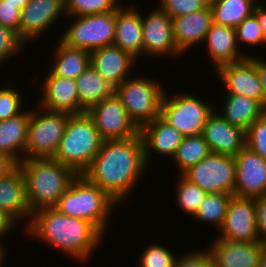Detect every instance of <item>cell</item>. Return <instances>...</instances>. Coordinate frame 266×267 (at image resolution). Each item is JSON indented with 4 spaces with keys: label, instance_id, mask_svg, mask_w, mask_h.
Returning a JSON list of instances; mask_svg holds the SVG:
<instances>
[{
    "label": "cell",
    "instance_id": "obj_33",
    "mask_svg": "<svg viewBox=\"0 0 266 267\" xmlns=\"http://www.w3.org/2000/svg\"><path fill=\"white\" fill-rule=\"evenodd\" d=\"M177 177L179 178L176 182L178 184L174 201L177 202L178 209H181L183 214L186 213L185 215H190L193 218L198 211L199 204L207 193L199 186L191 183L183 175H178Z\"/></svg>",
    "mask_w": 266,
    "mask_h": 267
},
{
    "label": "cell",
    "instance_id": "obj_25",
    "mask_svg": "<svg viewBox=\"0 0 266 267\" xmlns=\"http://www.w3.org/2000/svg\"><path fill=\"white\" fill-rule=\"evenodd\" d=\"M0 210L7 212L18 223L26 219L28 223L24 229L31 221L33 213L27 200L25 178L19 166L0 178Z\"/></svg>",
    "mask_w": 266,
    "mask_h": 267
},
{
    "label": "cell",
    "instance_id": "obj_47",
    "mask_svg": "<svg viewBox=\"0 0 266 267\" xmlns=\"http://www.w3.org/2000/svg\"><path fill=\"white\" fill-rule=\"evenodd\" d=\"M253 14L257 17L259 25L262 28L266 45V5L261 4V2L259 4L258 2V4L255 6Z\"/></svg>",
    "mask_w": 266,
    "mask_h": 267
},
{
    "label": "cell",
    "instance_id": "obj_45",
    "mask_svg": "<svg viewBox=\"0 0 266 267\" xmlns=\"http://www.w3.org/2000/svg\"><path fill=\"white\" fill-rule=\"evenodd\" d=\"M19 224L12 216L4 210H0V241H4L6 236L13 232L15 227Z\"/></svg>",
    "mask_w": 266,
    "mask_h": 267
},
{
    "label": "cell",
    "instance_id": "obj_30",
    "mask_svg": "<svg viewBox=\"0 0 266 267\" xmlns=\"http://www.w3.org/2000/svg\"><path fill=\"white\" fill-rule=\"evenodd\" d=\"M258 0H209L213 22L235 28L254 13Z\"/></svg>",
    "mask_w": 266,
    "mask_h": 267
},
{
    "label": "cell",
    "instance_id": "obj_28",
    "mask_svg": "<svg viewBox=\"0 0 266 267\" xmlns=\"http://www.w3.org/2000/svg\"><path fill=\"white\" fill-rule=\"evenodd\" d=\"M53 52L50 71L55 76L77 79L90 65V52L66 45L60 39Z\"/></svg>",
    "mask_w": 266,
    "mask_h": 267
},
{
    "label": "cell",
    "instance_id": "obj_49",
    "mask_svg": "<svg viewBox=\"0 0 266 267\" xmlns=\"http://www.w3.org/2000/svg\"><path fill=\"white\" fill-rule=\"evenodd\" d=\"M29 0H6V3H12L14 5H18V9L21 11Z\"/></svg>",
    "mask_w": 266,
    "mask_h": 267
},
{
    "label": "cell",
    "instance_id": "obj_27",
    "mask_svg": "<svg viewBox=\"0 0 266 267\" xmlns=\"http://www.w3.org/2000/svg\"><path fill=\"white\" fill-rule=\"evenodd\" d=\"M224 95V104L219 108L221 112L218 109L216 111L230 124L244 131L264 114L261 103L255 99L236 94Z\"/></svg>",
    "mask_w": 266,
    "mask_h": 267
},
{
    "label": "cell",
    "instance_id": "obj_15",
    "mask_svg": "<svg viewBox=\"0 0 266 267\" xmlns=\"http://www.w3.org/2000/svg\"><path fill=\"white\" fill-rule=\"evenodd\" d=\"M235 159L234 195L246 198L266 196V160L247 146Z\"/></svg>",
    "mask_w": 266,
    "mask_h": 267
},
{
    "label": "cell",
    "instance_id": "obj_5",
    "mask_svg": "<svg viewBox=\"0 0 266 267\" xmlns=\"http://www.w3.org/2000/svg\"><path fill=\"white\" fill-rule=\"evenodd\" d=\"M103 139L87 113L69 114L68 123L53 160L83 174L99 152Z\"/></svg>",
    "mask_w": 266,
    "mask_h": 267
},
{
    "label": "cell",
    "instance_id": "obj_36",
    "mask_svg": "<svg viewBox=\"0 0 266 267\" xmlns=\"http://www.w3.org/2000/svg\"><path fill=\"white\" fill-rule=\"evenodd\" d=\"M137 259L138 267H173L177 256L160 243L146 245Z\"/></svg>",
    "mask_w": 266,
    "mask_h": 267
},
{
    "label": "cell",
    "instance_id": "obj_4",
    "mask_svg": "<svg viewBox=\"0 0 266 267\" xmlns=\"http://www.w3.org/2000/svg\"><path fill=\"white\" fill-rule=\"evenodd\" d=\"M118 207L119 205L102 189L81 174L72 180L54 208L69 217L90 222L106 236L111 224V215Z\"/></svg>",
    "mask_w": 266,
    "mask_h": 267
},
{
    "label": "cell",
    "instance_id": "obj_10",
    "mask_svg": "<svg viewBox=\"0 0 266 267\" xmlns=\"http://www.w3.org/2000/svg\"><path fill=\"white\" fill-rule=\"evenodd\" d=\"M235 156L210 153L187 170L183 176L206 193L234 195Z\"/></svg>",
    "mask_w": 266,
    "mask_h": 267
},
{
    "label": "cell",
    "instance_id": "obj_35",
    "mask_svg": "<svg viewBox=\"0 0 266 267\" xmlns=\"http://www.w3.org/2000/svg\"><path fill=\"white\" fill-rule=\"evenodd\" d=\"M235 34L239 48L241 44L244 47L255 50L257 47L265 45V38L262 28L259 25L257 17L252 14L245 18L238 26L235 27Z\"/></svg>",
    "mask_w": 266,
    "mask_h": 267
},
{
    "label": "cell",
    "instance_id": "obj_8",
    "mask_svg": "<svg viewBox=\"0 0 266 267\" xmlns=\"http://www.w3.org/2000/svg\"><path fill=\"white\" fill-rule=\"evenodd\" d=\"M165 90L160 116L184 136L200 135L209 116L217 109L191 92L170 95Z\"/></svg>",
    "mask_w": 266,
    "mask_h": 267
},
{
    "label": "cell",
    "instance_id": "obj_40",
    "mask_svg": "<svg viewBox=\"0 0 266 267\" xmlns=\"http://www.w3.org/2000/svg\"><path fill=\"white\" fill-rule=\"evenodd\" d=\"M159 7L171 18L204 9L209 0H159Z\"/></svg>",
    "mask_w": 266,
    "mask_h": 267
},
{
    "label": "cell",
    "instance_id": "obj_22",
    "mask_svg": "<svg viewBox=\"0 0 266 267\" xmlns=\"http://www.w3.org/2000/svg\"><path fill=\"white\" fill-rule=\"evenodd\" d=\"M140 135L143 141L144 157L147 166L152 160V152L156 155L173 158L177 148L182 142L184 135L166 122L160 115L152 122L140 128Z\"/></svg>",
    "mask_w": 266,
    "mask_h": 267
},
{
    "label": "cell",
    "instance_id": "obj_31",
    "mask_svg": "<svg viewBox=\"0 0 266 267\" xmlns=\"http://www.w3.org/2000/svg\"><path fill=\"white\" fill-rule=\"evenodd\" d=\"M210 153V148L202 134L184 136L177 148L176 154L172 158L176 168L179 169L177 170L178 175H183L187 170Z\"/></svg>",
    "mask_w": 266,
    "mask_h": 267
},
{
    "label": "cell",
    "instance_id": "obj_44",
    "mask_svg": "<svg viewBox=\"0 0 266 267\" xmlns=\"http://www.w3.org/2000/svg\"><path fill=\"white\" fill-rule=\"evenodd\" d=\"M256 70L261 84L262 99L261 107L263 113L266 114V60L256 57Z\"/></svg>",
    "mask_w": 266,
    "mask_h": 267
},
{
    "label": "cell",
    "instance_id": "obj_26",
    "mask_svg": "<svg viewBox=\"0 0 266 267\" xmlns=\"http://www.w3.org/2000/svg\"><path fill=\"white\" fill-rule=\"evenodd\" d=\"M31 110L0 121V153L10 156L17 164L25 160Z\"/></svg>",
    "mask_w": 266,
    "mask_h": 267
},
{
    "label": "cell",
    "instance_id": "obj_43",
    "mask_svg": "<svg viewBox=\"0 0 266 267\" xmlns=\"http://www.w3.org/2000/svg\"><path fill=\"white\" fill-rule=\"evenodd\" d=\"M259 240L266 244V196L254 198Z\"/></svg>",
    "mask_w": 266,
    "mask_h": 267
},
{
    "label": "cell",
    "instance_id": "obj_32",
    "mask_svg": "<svg viewBox=\"0 0 266 267\" xmlns=\"http://www.w3.org/2000/svg\"><path fill=\"white\" fill-rule=\"evenodd\" d=\"M231 197V194L226 193H207L192 219H195L197 223H207L210 227L212 225L216 232L219 231L224 223Z\"/></svg>",
    "mask_w": 266,
    "mask_h": 267
},
{
    "label": "cell",
    "instance_id": "obj_23",
    "mask_svg": "<svg viewBox=\"0 0 266 267\" xmlns=\"http://www.w3.org/2000/svg\"><path fill=\"white\" fill-rule=\"evenodd\" d=\"M134 3L120 4L116 11L115 39L113 44L141 60L142 51V20L141 11ZM140 10V11H139Z\"/></svg>",
    "mask_w": 266,
    "mask_h": 267
},
{
    "label": "cell",
    "instance_id": "obj_17",
    "mask_svg": "<svg viewBox=\"0 0 266 267\" xmlns=\"http://www.w3.org/2000/svg\"><path fill=\"white\" fill-rule=\"evenodd\" d=\"M90 64L106 82L116 88L136 74L138 60L113 44L90 52Z\"/></svg>",
    "mask_w": 266,
    "mask_h": 267
},
{
    "label": "cell",
    "instance_id": "obj_34",
    "mask_svg": "<svg viewBox=\"0 0 266 267\" xmlns=\"http://www.w3.org/2000/svg\"><path fill=\"white\" fill-rule=\"evenodd\" d=\"M120 0H65L67 16H87L115 10Z\"/></svg>",
    "mask_w": 266,
    "mask_h": 267
},
{
    "label": "cell",
    "instance_id": "obj_42",
    "mask_svg": "<svg viewBox=\"0 0 266 267\" xmlns=\"http://www.w3.org/2000/svg\"><path fill=\"white\" fill-rule=\"evenodd\" d=\"M20 10L18 5L0 0V24L14 30L19 35Z\"/></svg>",
    "mask_w": 266,
    "mask_h": 267
},
{
    "label": "cell",
    "instance_id": "obj_6",
    "mask_svg": "<svg viewBox=\"0 0 266 267\" xmlns=\"http://www.w3.org/2000/svg\"><path fill=\"white\" fill-rule=\"evenodd\" d=\"M135 75L125 79L115 88L114 93L127 110L129 118L140 129L160 115L166 88L151 76L148 79L146 74Z\"/></svg>",
    "mask_w": 266,
    "mask_h": 267
},
{
    "label": "cell",
    "instance_id": "obj_37",
    "mask_svg": "<svg viewBox=\"0 0 266 267\" xmlns=\"http://www.w3.org/2000/svg\"><path fill=\"white\" fill-rule=\"evenodd\" d=\"M9 83L0 86V121L15 117L26 109L23 105L25 101L22 92L16 87L18 85Z\"/></svg>",
    "mask_w": 266,
    "mask_h": 267
},
{
    "label": "cell",
    "instance_id": "obj_46",
    "mask_svg": "<svg viewBox=\"0 0 266 267\" xmlns=\"http://www.w3.org/2000/svg\"><path fill=\"white\" fill-rule=\"evenodd\" d=\"M18 164L10 157L0 153V178L10 174Z\"/></svg>",
    "mask_w": 266,
    "mask_h": 267
},
{
    "label": "cell",
    "instance_id": "obj_39",
    "mask_svg": "<svg viewBox=\"0 0 266 267\" xmlns=\"http://www.w3.org/2000/svg\"><path fill=\"white\" fill-rule=\"evenodd\" d=\"M246 146L266 160V114L254 121L245 131Z\"/></svg>",
    "mask_w": 266,
    "mask_h": 267
},
{
    "label": "cell",
    "instance_id": "obj_14",
    "mask_svg": "<svg viewBox=\"0 0 266 267\" xmlns=\"http://www.w3.org/2000/svg\"><path fill=\"white\" fill-rule=\"evenodd\" d=\"M216 239L254 242L258 241L257 218L254 198L232 195L225 220Z\"/></svg>",
    "mask_w": 266,
    "mask_h": 267
},
{
    "label": "cell",
    "instance_id": "obj_29",
    "mask_svg": "<svg viewBox=\"0 0 266 267\" xmlns=\"http://www.w3.org/2000/svg\"><path fill=\"white\" fill-rule=\"evenodd\" d=\"M79 114L87 112L93 105L114 94L115 88L100 76L90 64L76 79Z\"/></svg>",
    "mask_w": 266,
    "mask_h": 267
},
{
    "label": "cell",
    "instance_id": "obj_41",
    "mask_svg": "<svg viewBox=\"0 0 266 267\" xmlns=\"http://www.w3.org/2000/svg\"><path fill=\"white\" fill-rule=\"evenodd\" d=\"M173 267H213L210 254L204 248L177 256Z\"/></svg>",
    "mask_w": 266,
    "mask_h": 267
},
{
    "label": "cell",
    "instance_id": "obj_16",
    "mask_svg": "<svg viewBox=\"0 0 266 267\" xmlns=\"http://www.w3.org/2000/svg\"><path fill=\"white\" fill-rule=\"evenodd\" d=\"M256 55L242 61L219 66L215 72L227 94L255 99L261 103L262 90L256 70Z\"/></svg>",
    "mask_w": 266,
    "mask_h": 267
},
{
    "label": "cell",
    "instance_id": "obj_13",
    "mask_svg": "<svg viewBox=\"0 0 266 267\" xmlns=\"http://www.w3.org/2000/svg\"><path fill=\"white\" fill-rule=\"evenodd\" d=\"M64 17L67 18L65 0H29L20 12L19 37L30 45Z\"/></svg>",
    "mask_w": 266,
    "mask_h": 267
},
{
    "label": "cell",
    "instance_id": "obj_3",
    "mask_svg": "<svg viewBox=\"0 0 266 267\" xmlns=\"http://www.w3.org/2000/svg\"><path fill=\"white\" fill-rule=\"evenodd\" d=\"M25 178L31 212L55 207L77 174L52 158L25 159L18 163Z\"/></svg>",
    "mask_w": 266,
    "mask_h": 267
},
{
    "label": "cell",
    "instance_id": "obj_24",
    "mask_svg": "<svg viewBox=\"0 0 266 267\" xmlns=\"http://www.w3.org/2000/svg\"><path fill=\"white\" fill-rule=\"evenodd\" d=\"M205 50L211 58L214 70L219 66L242 61L250 56L239 48L235 28L212 23L203 42ZM207 46V47H206ZM248 53V54H247Z\"/></svg>",
    "mask_w": 266,
    "mask_h": 267
},
{
    "label": "cell",
    "instance_id": "obj_2",
    "mask_svg": "<svg viewBox=\"0 0 266 267\" xmlns=\"http://www.w3.org/2000/svg\"><path fill=\"white\" fill-rule=\"evenodd\" d=\"M23 232L82 264L90 261L105 238L90 222L69 217L54 207L35 211Z\"/></svg>",
    "mask_w": 266,
    "mask_h": 267
},
{
    "label": "cell",
    "instance_id": "obj_21",
    "mask_svg": "<svg viewBox=\"0 0 266 267\" xmlns=\"http://www.w3.org/2000/svg\"><path fill=\"white\" fill-rule=\"evenodd\" d=\"M174 40L178 50L184 55L189 49L203 44L206 34L213 23L210 5L204 9L172 19Z\"/></svg>",
    "mask_w": 266,
    "mask_h": 267
},
{
    "label": "cell",
    "instance_id": "obj_38",
    "mask_svg": "<svg viewBox=\"0 0 266 267\" xmlns=\"http://www.w3.org/2000/svg\"><path fill=\"white\" fill-rule=\"evenodd\" d=\"M27 47L14 30L0 24V67L12 59V56L16 59L18 53L24 52L23 49Z\"/></svg>",
    "mask_w": 266,
    "mask_h": 267
},
{
    "label": "cell",
    "instance_id": "obj_48",
    "mask_svg": "<svg viewBox=\"0 0 266 267\" xmlns=\"http://www.w3.org/2000/svg\"><path fill=\"white\" fill-rule=\"evenodd\" d=\"M7 248L5 247L4 245V241H0V267H4V262H5V259H6V256L7 255ZM5 257V258H4Z\"/></svg>",
    "mask_w": 266,
    "mask_h": 267
},
{
    "label": "cell",
    "instance_id": "obj_12",
    "mask_svg": "<svg viewBox=\"0 0 266 267\" xmlns=\"http://www.w3.org/2000/svg\"><path fill=\"white\" fill-rule=\"evenodd\" d=\"M87 113L94 120L103 140L126 139L140 133L115 93L93 105Z\"/></svg>",
    "mask_w": 266,
    "mask_h": 267
},
{
    "label": "cell",
    "instance_id": "obj_9",
    "mask_svg": "<svg viewBox=\"0 0 266 267\" xmlns=\"http://www.w3.org/2000/svg\"><path fill=\"white\" fill-rule=\"evenodd\" d=\"M116 11L87 16H67L71 23L59 38L70 47L92 52L113 45L115 39Z\"/></svg>",
    "mask_w": 266,
    "mask_h": 267
},
{
    "label": "cell",
    "instance_id": "obj_19",
    "mask_svg": "<svg viewBox=\"0 0 266 267\" xmlns=\"http://www.w3.org/2000/svg\"><path fill=\"white\" fill-rule=\"evenodd\" d=\"M36 104L49 111L79 114V97L75 79L55 76L50 70L40 85Z\"/></svg>",
    "mask_w": 266,
    "mask_h": 267
},
{
    "label": "cell",
    "instance_id": "obj_7",
    "mask_svg": "<svg viewBox=\"0 0 266 267\" xmlns=\"http://www.w3.org/2000/svg\"><path fill=\"white\" fill-rule=\"evenodd\" d=\"M31 109L25 159L53 158L68 123L66 112L49 111L38 104Z\"/></svg>",
    "mask_w": 266,
    "mask_h": 267
},
{
    "label": "cell",
    "instance_id": "obj_1",
    "mask_svg": "<svg viewBox=\"0 0 266 267\" xmlns=\"http://www.w3.org/2000/svg\"><path fill=\"white\" fill-rule=\"evenodd\" d=\"M148 170L139 133L126 139L103 140L83 175L121 206Z\"/></svg>",
    "mask_w": 266,
    "mask_h": 267
},
{
    "label": "cell",
    "instance_id": "obj_20",
    "mask_svg": "<svg viewBox=\"0 0 266 267\" xmlns=\"http://www.w3.org/2000/svg\"><path fill=\"white\" fill-rule=\"evenodd\" d=\"M202 135L212 153L236 156L246 146L245 131L230 124L216 109L209 116Z\"/></svg>",
    "mask_w": 266,
    "mask_h": 267
},
{
    "label": "cell",
    "instance_id": "obj_18",
    "mask_svg": "<svg viewBox=\"0 0 266 267\" xmlns=\"http://www.w3.org/2000/svg\"><path fill=\"white\" fill-rule=\"evenodd\" d=\"M211 244V245H210ZM206 248L213 267H258L265 243L212 239Z\"/></svg>",
    "mask_w": 266,
    "mask_h": 267
},
{
    "label": "cell",
    "instance_id": "obj_50",
    "mask_svg": "<svg viewBox=\"0 0 266 267\" xmlns=\"http://www.w3.org/2000/svg\"><path fill=\"white\" fill-rule=\"evenodd\" d=\"M258 267H266V246L262 250Z\"/></svg>",
    "mask_w": 266,
    "mask_h": 267
},
{
    "label": "cell",
    "instance_id": "obj_11",
    "mask_svg": "<svg viewBox=\"0 0 266 267\" xmlns=\"http://www.w3.org/2000/svg\"><path fill=\"white\" fill-rule=\"evenodd\" d=\"M151 10L147 15L141 12L143 57L181 58L183 54L178 50L174 40L172 19L157 3Z\"/></svg>",
    "mask_w": 266,
    "mask_h": 267
}]
</instances>
